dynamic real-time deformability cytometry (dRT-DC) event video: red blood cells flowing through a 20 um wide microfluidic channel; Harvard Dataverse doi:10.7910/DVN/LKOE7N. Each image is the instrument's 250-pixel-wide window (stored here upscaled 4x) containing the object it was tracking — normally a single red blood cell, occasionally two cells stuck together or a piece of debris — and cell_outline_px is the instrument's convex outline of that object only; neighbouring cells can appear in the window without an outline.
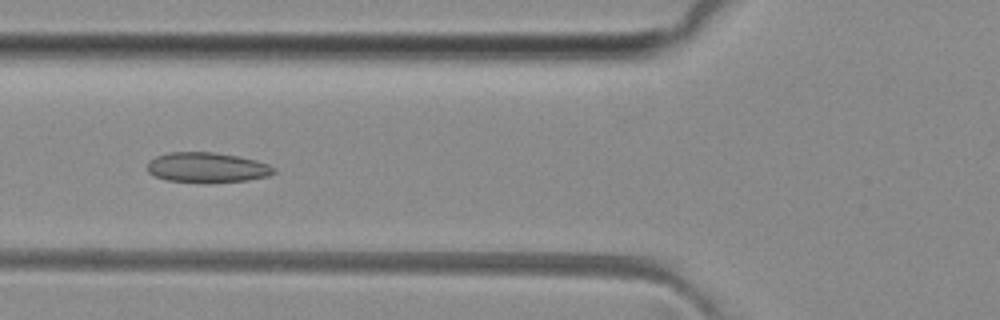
{"species": "common noctule bat (a hibernating species)", "species_latin": "Nyctalus noctula", "temperature_condition": "room temperature", "stored_images_in_passage": 41, "camera_frame_rate_fps": 3000, "um_per_image_px": 0.085, "animal": {"sex": "female", "body_mass_g": 29.2, "forearm_length_mm": 56.3}, "frame": {"image": 1, "passage_image": 10, "time_ms": 3.0, "image_size_px": [1000, 320], "cell_outline_px": [[276, 172], [268, 176], [248, 180], [164, 180], [148, 172], [148, 160], [156, 156], [168, 152], [212, 152], [240, 156], [256, 160], [268, 164], [276, 168]], "centroid_in_image_um": [17.61, 14.19], "position_along_channel_um": 108.2, "area_um2": 21.5}}
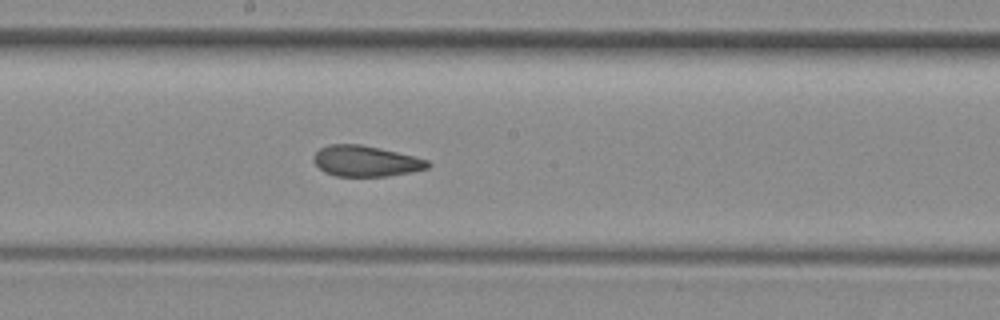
{"frame": {"image": 2, "passage_image": 18, "time_ms": 5.667, "image_size_px": [1000, 320], "cell_outline_px": [[432, 164], [428, 168], [388, 176], [336, 176], [324, 172], [312, 160], [312, 156], [320, 148], [332, 144], [360, 144], [380, 148], [428, 160]], "centroid_in_image_um": [31.06, 13.69], "position_along_channel_um": 217.1, "area_um2": 20.35}}
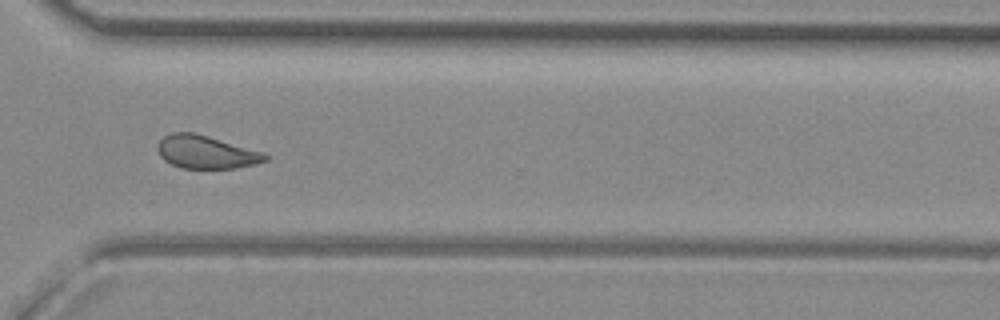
{"frame": {"image": 3, "passage_image": 28, "time_ms": 9.0, "image_size_px": [1000, 320], "cell_outline_px": [[268, 160], [236, 168], [180, 168], [164, 160], [160, 156], [156, 148], [160, 140], [164, 136], [172, 132], [192, 132], [208, 136], [264, 152], [268, 156]], "centroid_in_image_um": [17.49, 12.92], "position_along_channel_um": 353.1, "area_um2": 20.63}, "authors_computed_cell_mechanics": {"area_um2": 21.4438, "velocity_mm_per_s": 4.0776, "shape_relaxation_time_tau1_ms": 11.3094, "shape_relaxation_time_tau2_ms": 1.5619, "deformation_change_tau1": 0.2004, "deformation_change_tau2": 0.0789}}